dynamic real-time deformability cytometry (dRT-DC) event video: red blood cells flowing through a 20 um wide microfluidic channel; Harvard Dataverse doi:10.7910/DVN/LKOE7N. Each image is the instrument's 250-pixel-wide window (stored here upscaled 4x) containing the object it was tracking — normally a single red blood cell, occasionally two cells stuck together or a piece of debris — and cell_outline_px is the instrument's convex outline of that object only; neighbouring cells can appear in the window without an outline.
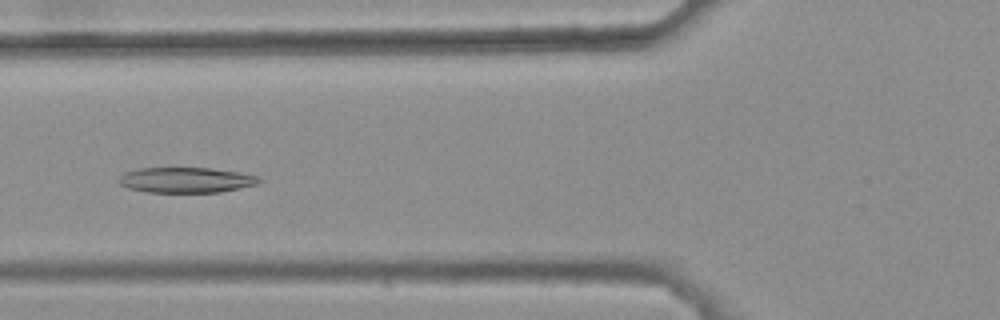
{"species": "common noctule bat (a hibernating species)", "species_latin": "Nyctalus noctula", "temperature_condition": "warm", "stored_images_in_passage": 43, "camera_frame_rate_fps": 3000, "um_per_image_px": 0.085, "animal": {"sex": "female", "body_mass_g": 25.1}, "frame": {"image": 1, "passage_image": 19, "time_ms": 6.0, "image_size_px": [1000, 320], "cell_outline_px": [[260, 184], [220, 192], [148, 192], [128, 188], [120, 184], [116, 180], [124, 172], [140, 168], [212, 168], [240, 172], [256, 176], [260, 180]], "centroid_in_image_um": [15.8, 15.3], "position_along_channel_um": 110.0, "area_um2": 20.81}}
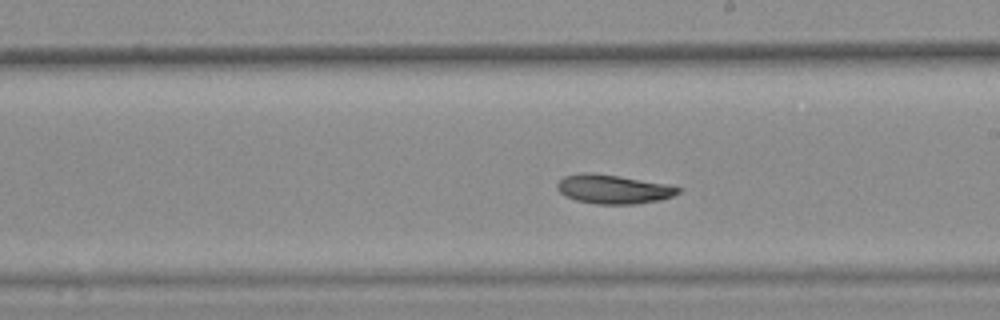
{"frame": {"image": 2, "passage_image": 29, "time_ms": 9.333, "image_size_px": [1000, 320], "cell_outline_px": [[680, 192], [672, 196], [660, 200], [636, 204], [596, 204], [576, 200], [564, 196], [556, 188], [556, 184], [564, 176], [580, 172], [592, 172], [620, 176], [668, 184], [680, 188]], "centroid_in_image_um": [52.1, 16.07], "position_along_channel_um": 236.9, "area_um2": 20.63}}
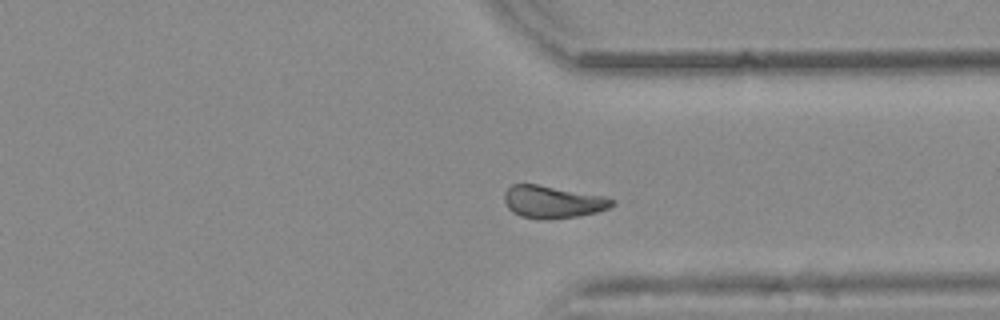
{"frame": {"image": 3, "passage_image": 39, "time_ms": 12.667, "image_size_px": [1000, 320], "cell_outline_px": [[616, 204], [608, 208], [596, 212], [580, 216], [520, 216], [512, 212], [508, 208], [504, 200], [504, 192], [512, 184], [536, 184], [608, 196], [616, 200]], "centroid_in_image_um": [47.03, 17.1], "position_along_channel_um": 364.4, "area_um2": 19.77}, "authors_computed_cell_mechanics": {"area_um2": 21.097, "velocity_mm_per_s": 3.8116, "shape_relaxation_time_tau1_ms": null, "shape_relaxation_time_tau2_ms": 10.4799, "deformation_change_tau1": null, "deformation_change_tau2": 0.1679}}